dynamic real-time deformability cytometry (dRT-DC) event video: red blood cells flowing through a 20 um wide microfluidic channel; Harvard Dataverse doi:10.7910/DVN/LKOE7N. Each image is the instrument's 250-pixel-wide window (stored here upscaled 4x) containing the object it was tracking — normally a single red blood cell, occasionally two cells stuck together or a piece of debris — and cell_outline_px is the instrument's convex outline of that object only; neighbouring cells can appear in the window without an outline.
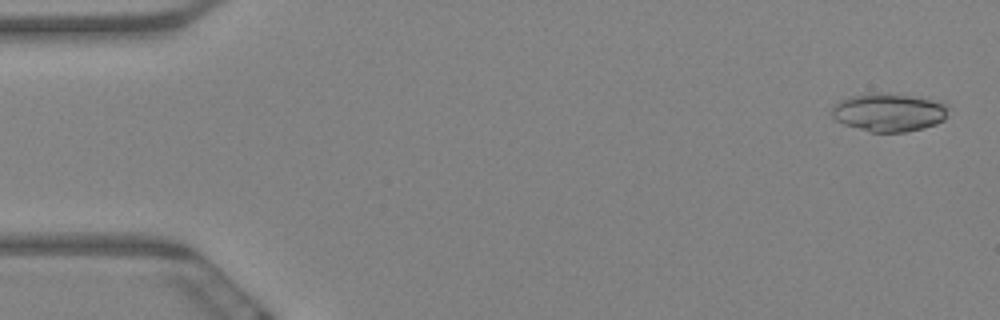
{"species": "Egyptian fruit bat (a non-hibernating species)", "species_latin": "Rousettus aegyptiacus", "temperature_condition": "warm", "stored_images_in_passage": 5, "camera_frame_rate_fps": 3000, "um_per_image_px": 0.085, "animal": {"sex": "female"}, "frame": {"image": 1, "passage_image": 1, "time_ms": 0.0, "image_size_px": [1000, 320], "cell_outline_px": [[952, 108], [944, 120], [936, 124], [924, 128], [904, 132], [872, 132], [844, 124], [836, 120], [832, 116], [832, 104], [848, 96], [872, 92], [888, 92], [944, 100]], "centroid_in_image_um": [75.63, 9.51], "position_along_channel_um": 9.4, "area_um2": 26.88}}
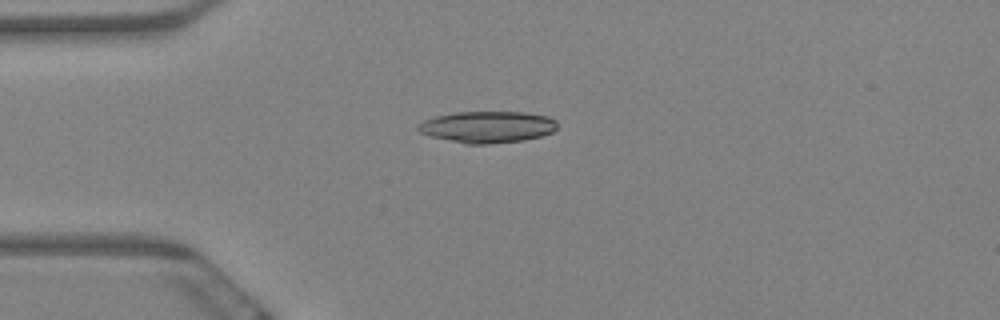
{"frame": {"image": 2, "passage_image": 5, "time_ms": 1.333, "image_size_px": [1000, 320], "cell_outline_px": [[556, 128], [552, 132], [540, 136], [524, 140], [488, 144], [464, 144], [432, 136], [420, 132], [416, 128], [416, 124], [424, 120], [436, 116], [456, 112], [524, 112], [548, 116], [556, 120]], "centroid_in_image_um": [41.42, 10.79], "position_along_channel_um": 43.6, "area_um2": 25.61}}